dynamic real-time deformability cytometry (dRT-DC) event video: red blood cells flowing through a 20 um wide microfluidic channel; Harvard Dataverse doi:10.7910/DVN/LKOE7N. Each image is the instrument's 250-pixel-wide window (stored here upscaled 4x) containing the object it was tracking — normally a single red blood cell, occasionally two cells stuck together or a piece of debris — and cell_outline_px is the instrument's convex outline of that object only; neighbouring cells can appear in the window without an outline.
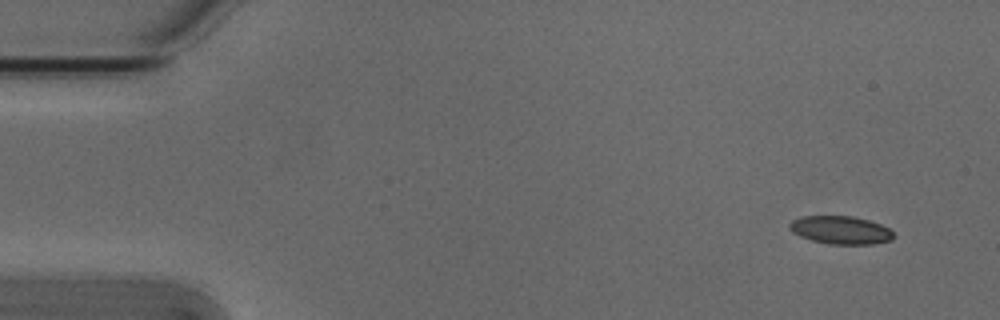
{"species": "Egyptian fruit bat (a non-hibernating species)", "species_latin": "Rousettus aegyptiacus", "temperature_condition": "cold", "stored_images_in_passage": 5, "camera_frame_rate_fps": 3000, "um_per_image_px": 0.085, "animal": {"sex": "male"}, "frame": {"image": 1, "passage_image": 1, "time_ms": 0.0, "image_size_px": [1000, 320], "cell_outline_px": [[896, 236], [892, 240], [872, 244], [828, 244], [812, 240], [800, 236], [792, 232], [788, 228], [788, 224], [792, 220], [800, 216], [852, 216], [868, 220], [880, 224], [888, 228]], "centroid_in_image_um": [71.43, 19.55], "position_along_channel_um": 13.6, "area_um2": 17.11}}
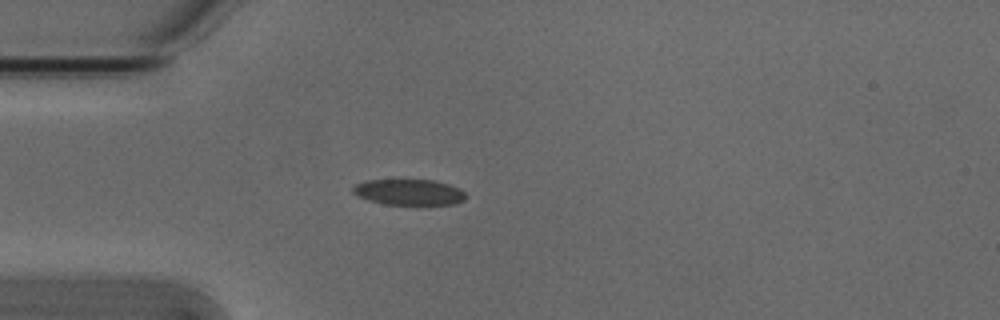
{"frame": {"image": 2, "passage_image": 4, "time_ms": 1.0, "image_size_px": [1000, 320], "cell_outline_px": [[468, 196], [464, 200], [456, 204], [384, 204], [368, 200], [356, 196], [352, 192], [352, 188], [356, 184], [364, 180], [432, 180], [448, 184], [460, 188]], "centroid_in_image_um": [34.76, 16.33], "position_along_channel_um": 50.2, "area_um2": 17.05}}